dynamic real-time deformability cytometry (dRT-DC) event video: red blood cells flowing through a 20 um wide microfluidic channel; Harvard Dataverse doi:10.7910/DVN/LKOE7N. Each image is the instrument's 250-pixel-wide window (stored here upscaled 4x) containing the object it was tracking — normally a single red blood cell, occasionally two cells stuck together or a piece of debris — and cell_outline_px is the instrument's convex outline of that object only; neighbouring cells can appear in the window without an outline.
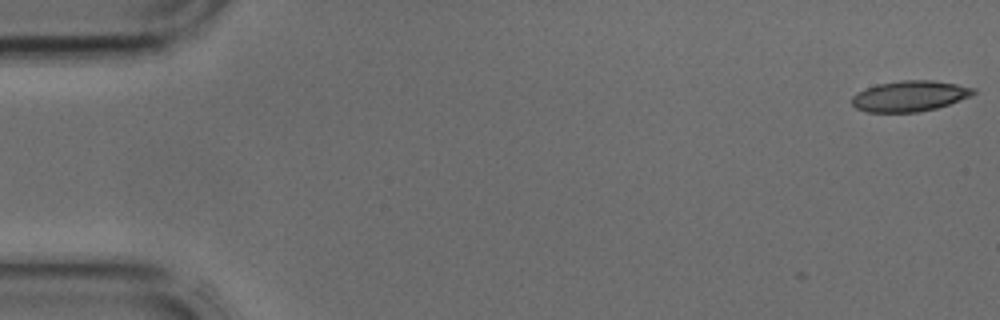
{"species": "common noctule bat (a hibernating species)", "species_latin": "Nyctalus noctula", "temperature_condition": "cold", "stored_images_in_passage": 5, "camera_frame_rate_fps": 3000, "um_per_image_px": 0.085, "animal": {"sex": "male", "body_mass_g": 17.9, "forearm_length_mm": 54.2}, "frame": {"image": 1, "passage_image": 1, "time_ms": 0.0, "image_size_px": [1000, 320], "cell_outline_px": [[976, 92], [972, 96], [936, 108], [916, 112], [868, 112], [856, 108], [852, 104], [852, 96], [856, 92], [864, 88], [876, 84], [900, 80], [932, 80], [956, 84], [976, 88]], "centroid_in_image_um": [77.31, 8.15], "position_along_channel_um": 7.7, "area_um2": 21.85}}